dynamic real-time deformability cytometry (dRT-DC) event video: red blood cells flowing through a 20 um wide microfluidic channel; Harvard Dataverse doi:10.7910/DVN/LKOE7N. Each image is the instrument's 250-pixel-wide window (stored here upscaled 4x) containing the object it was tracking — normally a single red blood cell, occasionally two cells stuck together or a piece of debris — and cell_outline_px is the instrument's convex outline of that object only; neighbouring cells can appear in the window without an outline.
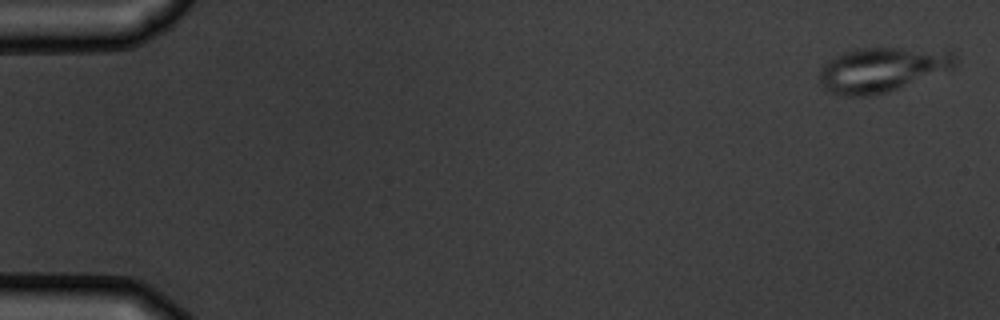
{"species": "common noctule bat (a hibernating species)", "species_latin": "Nyctalus noctula", "temperature_condition": "warm", "stored_images_in_passage": 7, "camera_frame_rate_fps": 3000, "um_per_image_px": 0.085, "animal": {"sex": "male", "body_mass_g": 19.5, "forearm_length_mm": 54.6}, "frame": {"image": 1, "passage_image": 1, "time_ms": 0.0, "image_size_px": [1000, 320], "cell_outline_px": [[956, 64], [952, 68], [888, 92], [868, 96], [840, 96], [828, 92], [824, 88], [820, 80], [820, 68], [824, 64], [836, 56], [844, 52], [856, 48], [952, 48], [956, 52]], "centroid_in_image_um": [75.02, 5.89], "position_along_channel_um": 10.0, "area_um2": 35.78}}